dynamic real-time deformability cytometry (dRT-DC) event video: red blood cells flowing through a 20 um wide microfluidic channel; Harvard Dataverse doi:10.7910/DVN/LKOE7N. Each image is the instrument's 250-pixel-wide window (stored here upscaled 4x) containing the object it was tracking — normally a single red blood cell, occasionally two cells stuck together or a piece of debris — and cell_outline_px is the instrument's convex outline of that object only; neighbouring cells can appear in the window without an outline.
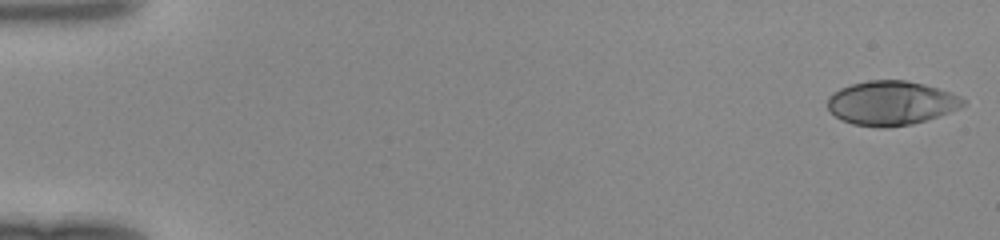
{"species": "human", "species_latin": "Homo sapiens", "temperature_condition": "room temperature", "stored_images_in_passage": 24, "camera_frame_rate_fps": 3000, "um_per_image_px": 0.085, "donor": {"sex": "female"}, "frame": {"image": 1, "passage_image": 1, "time_ms": 0.0, "image_size_px": [1000, 240], "cell_outline_px": [[964, 104], [960, 108], [912, 124], [884, 128], [876, 128], [852, 124], [840, 120], [828, 108], [828, 96], [832, 92], [840, 88], [852, 84], [868, 80], [904, 80], [924, 84], [960, 96], [964, 100]], "centroid_in_image_um": [75.69, 8.76], "position_along_channel_um": 9.3, "area_um2": 34.74}}
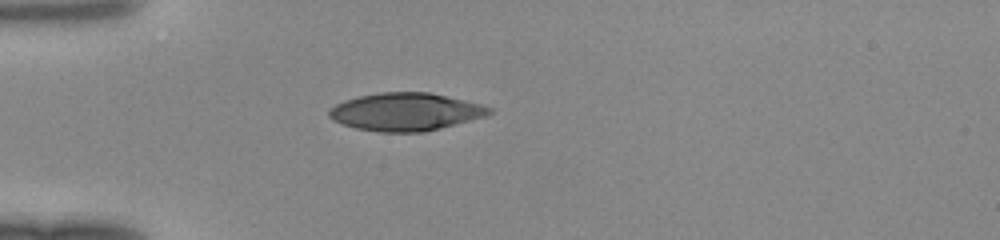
{"frame": {"image": 2, "passage_image": 14, "time_ms": 4.333, "image_size_px": [1000, 240], "cell_outline_px": [[492, 112], [488, 116], [424, 132], [380, 132], [356, 128], [332, 120], [328, 116], [328, 112], [336, 104], [344, 100], [360, 96], [380, 92], [428, 92], [464, 100], [480, 104], [492, 108]], "centroid_in_image_um": [34.49, 9.51], "position_along_channel_um": 50.5, "area_um2": 35.14}}
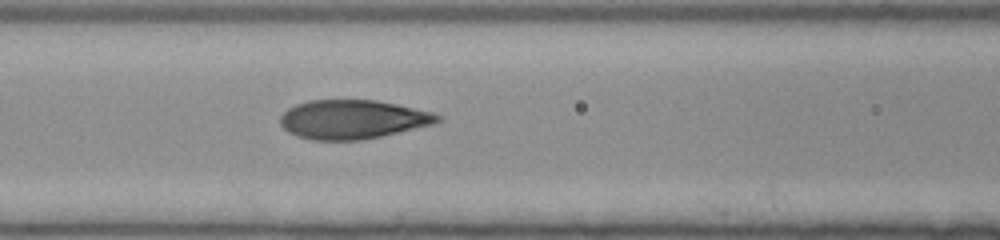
{"frame": {"image": 3, "passage_image": 21, "time_ms": 6.667, "image_size_px": [1000, 240], "cell_outline_px": [[444, 120], [432, 124], [380, 136], [360, 140], [312, 140], [296, 136], [288, 132], [280, 124], [280, 116], [288, 108], [296, 104], [308, 100], [376, 100], [396, 104], [432, 112], [444, 116]], "centroid_in_image_um": [29.96, 10.14], "position_along_channel_um": 136.6, "area_um2": 35.72}}